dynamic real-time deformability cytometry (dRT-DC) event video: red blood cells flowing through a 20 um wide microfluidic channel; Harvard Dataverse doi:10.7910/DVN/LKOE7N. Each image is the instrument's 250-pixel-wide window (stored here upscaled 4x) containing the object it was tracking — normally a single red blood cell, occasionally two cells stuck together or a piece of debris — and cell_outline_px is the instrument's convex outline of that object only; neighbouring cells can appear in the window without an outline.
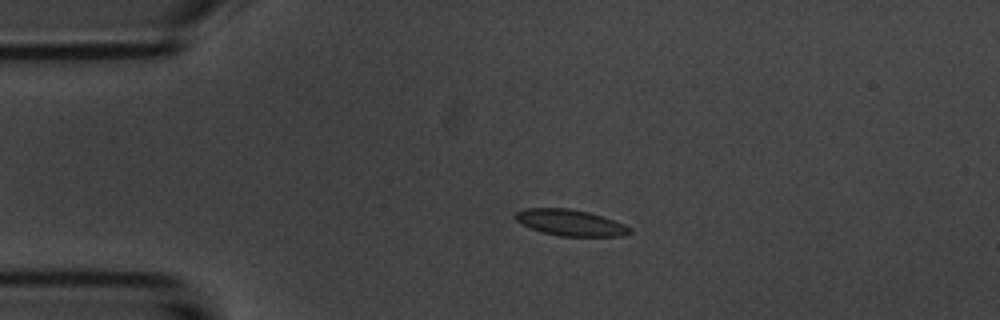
{"species": "common noctule bat (a hibernating species)", "species_latin": "Nyctalus noctula", "temperature_condition": "room temperature", "stored_images_in_passage": 2, "camera_frame_rate_fps": 3000, "um_per_image_px": 0.085, "animal": {"sex": "male", "body_mass_g": 20.1, "forearm_length_mm": 53.5}, "frame": {"image": 1, "passage_image": 1, "time_ms": 0.0, "image_size_px": [1000, 320], "cell_outline_px": [[632, 232], [620, 236], [560, 236], [544, 232], [532, 228], [516, 220], [512, 216], [516, 212], [524, 208], [568, 208], [588, 212], [624, 224], [632, 228]], "centroid_in_image_um": [48.47, 18.92], "position_along_channel_um": 36.5, "area_um2": 17.22}}